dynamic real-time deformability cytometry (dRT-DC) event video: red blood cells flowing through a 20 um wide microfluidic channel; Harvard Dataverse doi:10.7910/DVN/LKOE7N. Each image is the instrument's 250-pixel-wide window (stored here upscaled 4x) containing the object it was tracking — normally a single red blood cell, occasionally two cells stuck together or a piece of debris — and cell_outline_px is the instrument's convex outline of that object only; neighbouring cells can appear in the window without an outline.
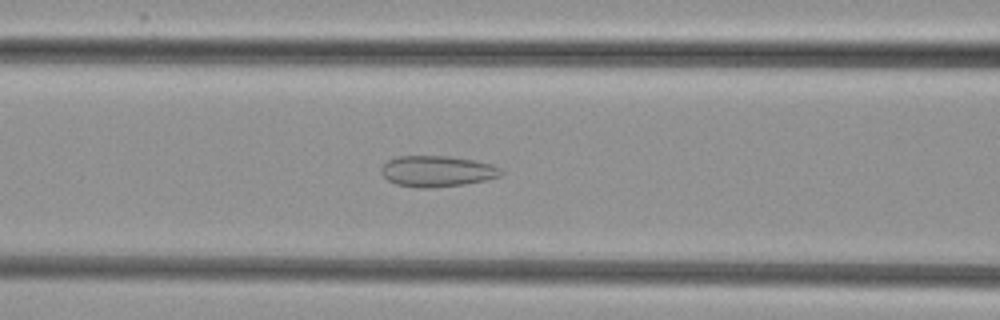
{"species": "common noctule bat (a hibernating species)", "species_latin": "Nyctalus noctula", "temperature_condition": "cold", "stored_images_in_passage": 53, "camera_frame_rate_fps": 3000, "um_per_image_px": 0.085, "animal": {"sex": "female", "body_mass_g": 29.2, "forearm_length_mm": 56.3}, "frame": {"image": 1, "passage_image": 22, "time_ms": 7.0, "image_size_px": [1000, 320], "cell_outline_px": [[504, 172], [500, 176], [484, 180], [464, 184], [428, 188], [420, 188], [396, 184], [388, 180], [380, 172], [380, 168], [388, 160], [396, 156], [448, 156], [472, 160], [492, 164], [500, 168]], "centroid_in_image_um": [37.13, 14.55], "position_along_channel_um": 129.5, "area_um2": 21.56}}
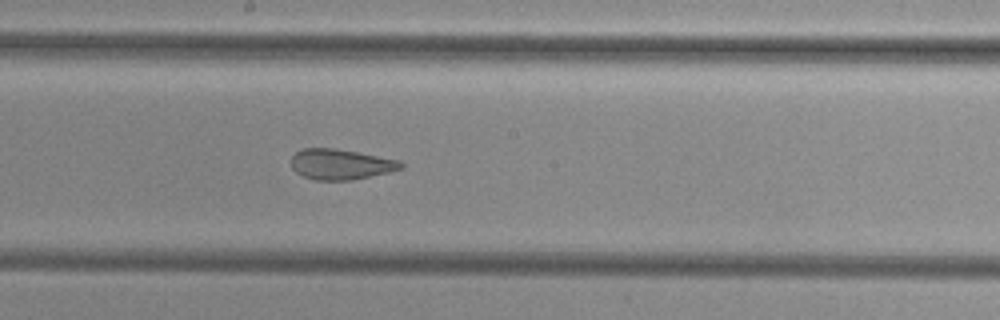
{"frame": {"image": 2, "passage_image": 29, "time_ms": 9.333, "image_size_px": [1000, 320], "cell_outline_px": [[404, 168], [388, 172], [352, 180], [316, 180], [304, 176], [296, 172], [292, 168], [292, 156], [296, 152], [304, 148], [332, 148], [356, 152], [400, 160], [404, 164]], "centroid_in_image_um": [28.97, 13.96], "position_along_channel_um": 219.2, "area_um2": 19.31}}
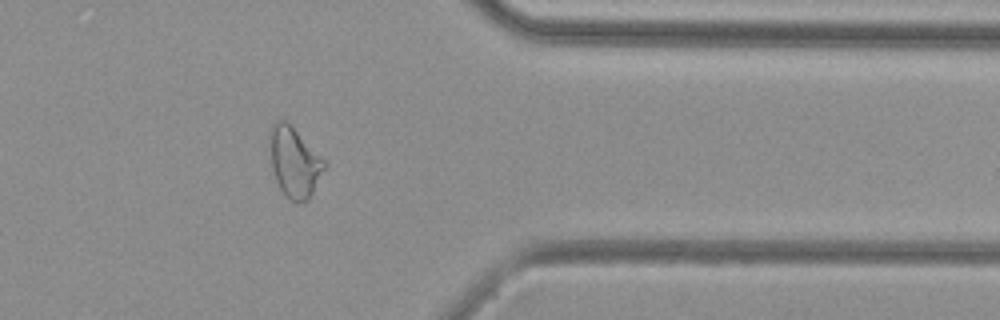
{"frame": {"image": 3, "passage_image": 43, "time_ms": 14.0, "image_size_px": [1000, 320], "cell_outline_px": [[328, 164], [308, 200], [296, 204], [288, 200], [284, 196], [276, 180], [272, 168], [272, 124], [276, 120], [284, 120]], "centroid_in_image_um": [25.05, 13.89], "position_along_channel_um": 386.3, "area_um2": 21.5}, "authors_computed_cell_mechanics": {"area_um2": 24.2182, "velocity_mm_per_s": 3.8535, "shape_relaxation_time_tau1_ms": null, "shape_relaxation_time_tau2_ms": 1.6861, "deformation_change_tau1": null, "deformation_change_tau2": 0.1011}}